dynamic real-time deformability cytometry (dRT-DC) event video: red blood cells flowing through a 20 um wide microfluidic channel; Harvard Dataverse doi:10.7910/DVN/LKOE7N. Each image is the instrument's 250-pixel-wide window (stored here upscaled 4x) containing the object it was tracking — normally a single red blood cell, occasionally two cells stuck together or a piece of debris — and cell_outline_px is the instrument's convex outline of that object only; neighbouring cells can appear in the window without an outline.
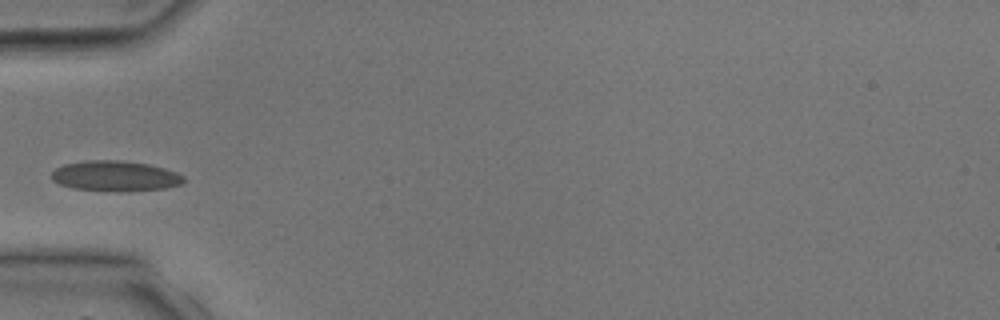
{"species": "common noctule bat (a hibernating species)", "species_latin": "Nyctalus noctula", "temperature_condition": "room temperature", "stored_images_in_passage": 3, "camera_frame_rate_fps": 3000, "um_per_image_px": 0.085, "animal": {"sex": "male", "body_mass_g": 17.9, "forearm_length_mm": 54.2}, "frame": {"image": 1, "passage_image": 3, "time_ms": 2.667, "image_size_px": [1000, 320], "cell_outline_px": [[184, 184], [168, 188], [120, 192], [116, 192], [72, 188], [60, 184], [52, 180], [52, 172], [56, 168], [64, 164], [88, 160], [124, 160], [148, 164], [164, 168], [176, 172], [184, 176]], "centroid_in_image_um": [9.83, 14.97], "position_along_channel_um": 75.2, "area_um2": 23.7}}